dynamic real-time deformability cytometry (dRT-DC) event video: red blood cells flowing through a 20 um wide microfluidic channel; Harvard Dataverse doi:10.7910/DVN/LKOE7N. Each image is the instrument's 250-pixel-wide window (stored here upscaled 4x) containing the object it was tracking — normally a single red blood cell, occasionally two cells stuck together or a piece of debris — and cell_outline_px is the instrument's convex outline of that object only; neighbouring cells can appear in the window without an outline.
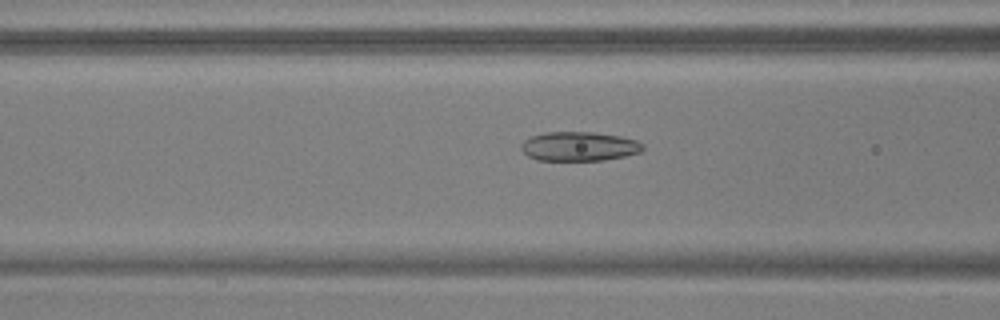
{"species": "common noctule bat (a hibernating species)", "species_latin": "Nyctalus noctula", "temperature_condition": "warm", "stored_images_in_passage": 46, "camera_frame_rate_fps": 3000, "um_per_image_px": 0.085, "animal": {"sex": "male", "body_mass_g": 17.9, "forearm_length_mm": 54.2}, "frame": {"image": 1, "passage_image": 14, "time_ms": 4.333, "image_size_px": [1000, 320], "cell_outline_px": [[644, 148], [640, 152], [624, 156], [604, 160], [536, 160], [528, 156], [520, 148], [520, 144], [524, 140], [532, 136], [544, 132], [592, 132], [620, 136], [636, 140], [644, 144]], "centroid_in_image_um": [49.21, 12.44], "position_along_channel_um": 117.4, "area_um2": 20.75}}
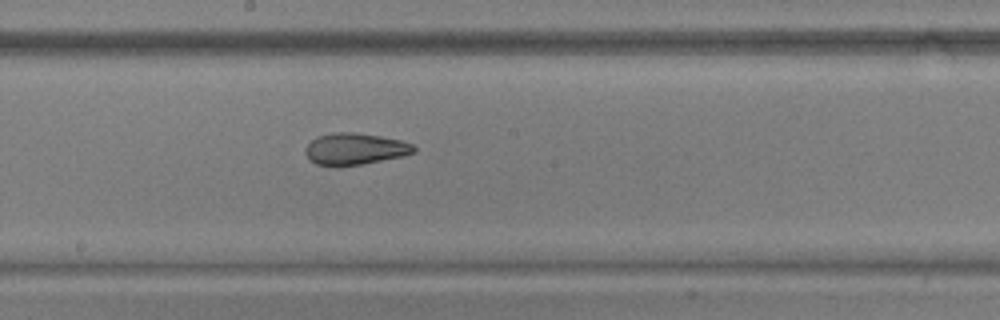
{"frame": {"image": 2, "passage_image": 22, "time_ms": 7.0, "image_size_px": [1000, 320], "cell_outline_px": [[416, 152], [404, 156], [364, 164], [336, 168], [316, 164], [308, 160], [304, 152], [304, 148], [312, 140], [320, 136], [332, 132], [352, 132], [380, 136], [400, 140], [412, 144], [416, 148]], "centroid_in_image_um": [30.14, 12.69], "position_along_channel_um": 218.1, "area_um2": 20.46}}
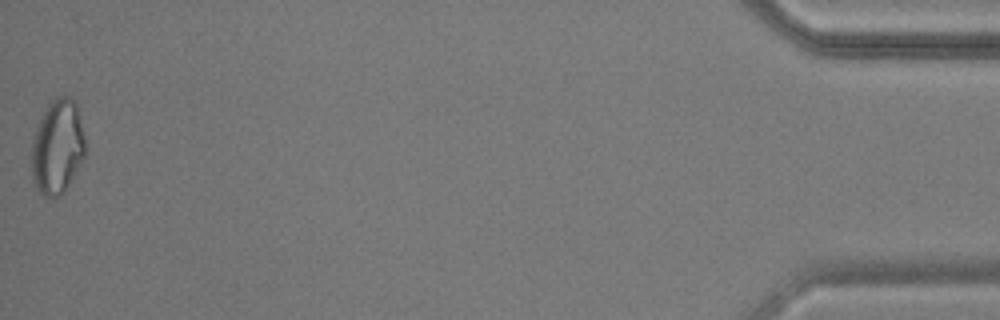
{"frame": {"image": 3, "passage_image": 46, "time_ms": 15.0, "image_size_px": [1000, 320], "cell_outline_px": [[84, 156], [64, 192], [60, 196], [52, 200], [44, 196], [40, 192], [32, 176], [32, 140], [36, 128], [48, 104], [56, 96], [68, 96], [76, 104], [84, 136]], "centroid_in_image_um": [4.87, 12.51], "position_along_channel_um": 430.3, "area_um2": 29.13}, "authors_computed_cell_mechanics": {"area_um2": 22.3686, "velocity_mm_per_s": 3.7635, "shape_relaxation_time_tau1_ms": 6.0828, "shape_relaxation_time_tau2_ms": 2.7678, "deformation_change_tau1": 0.1483, "deformation_change_tau2": 0.0954}}